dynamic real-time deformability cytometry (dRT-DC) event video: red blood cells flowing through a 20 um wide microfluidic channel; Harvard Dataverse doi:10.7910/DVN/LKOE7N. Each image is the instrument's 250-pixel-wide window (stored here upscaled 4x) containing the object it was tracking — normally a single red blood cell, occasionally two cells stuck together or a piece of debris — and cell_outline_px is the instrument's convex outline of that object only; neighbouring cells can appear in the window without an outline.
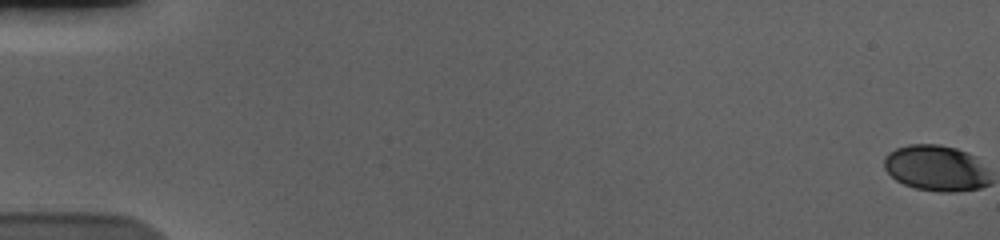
{"species": "human", "species_latin": "Homo sapiens", "temperature_condition": "cold", "stored_images_in_passage": 59, "camera_frame_rate_fps": 3000, "um_per_image_px": 0.085, "donor": {"sex": "male"}, "frame": {"image": 1, "passage_image": 1, "time_ms": 0.0, "image_size_px": [1000, 240], "cell_outline_px": [[984, 184], [976, 188], [920, 188], [908, 184], [892, 176], [888, 172], [888, 156], [892, 152], [900, 148], [920, 144], [928, 144], [952, 148], [960, 152], [964, 156]], "centroid_in_image_um": [79.27, 14.24], "position_along_channel_um": 5.7, "area_um2": 23.24}}
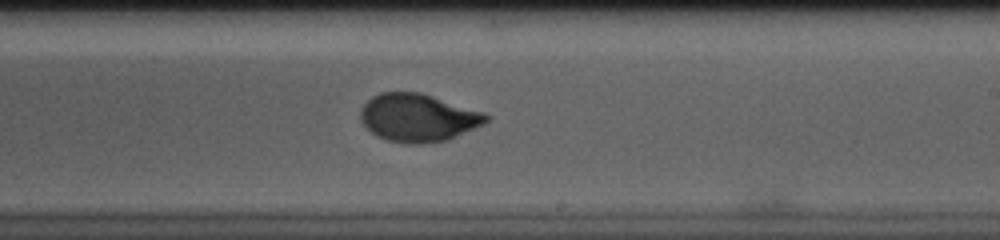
{"frame": {"image": 2, "passage_image": 37, "time_ms": 12.0, "image_size_px": [1000, 240], "cell_outline_px": [[484, 120], [476, 124], [448, 136], [436, 140], [400, 140], [384, 136], [376, 132], [364, 120], [364, 108], [376, 96], [392, 92], [408, 92], [424, 96], [484, 116]], "centroid_in_image_um": [35.4, 9.96], "position_along_channel_um": 253.6, "area_um2": 29.19}}
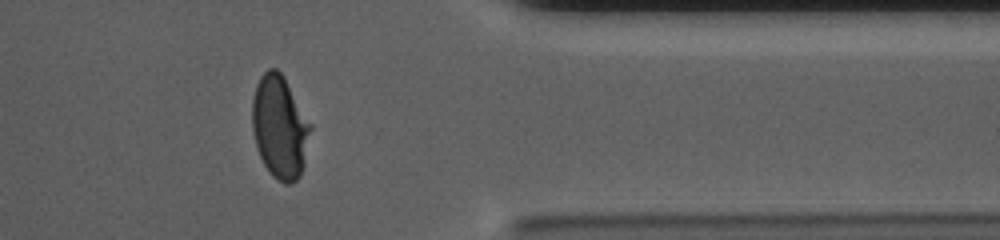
{"frame": {"image": 3, "passage_image": 49, "time_ms": 16.0, "image_size_px": [1000, 240], "cell_outline_px": [[304, 132], [300, 172], [292, 180], [280, 180], [268, 168], [260, 152], [256, 140], [256, 88], [260, 80], [272, 68], [284, 80], [304, 128]], "centroid_in_image_um": [23.67, 10.83], "position_along_channel_um": 387.7, "area_um2": 28.44}, "authors_computed_cell_mechanics": {"area_um2": 29.0156, "velocity_mm_per_s": 3.6691, "shape_relaxation_time_tau1_ms": 4.5524, "shape_relaxation_time_tau2_ms": null, "deformation_change_tau1": 0.192, "deformation_change_tau2": null}}